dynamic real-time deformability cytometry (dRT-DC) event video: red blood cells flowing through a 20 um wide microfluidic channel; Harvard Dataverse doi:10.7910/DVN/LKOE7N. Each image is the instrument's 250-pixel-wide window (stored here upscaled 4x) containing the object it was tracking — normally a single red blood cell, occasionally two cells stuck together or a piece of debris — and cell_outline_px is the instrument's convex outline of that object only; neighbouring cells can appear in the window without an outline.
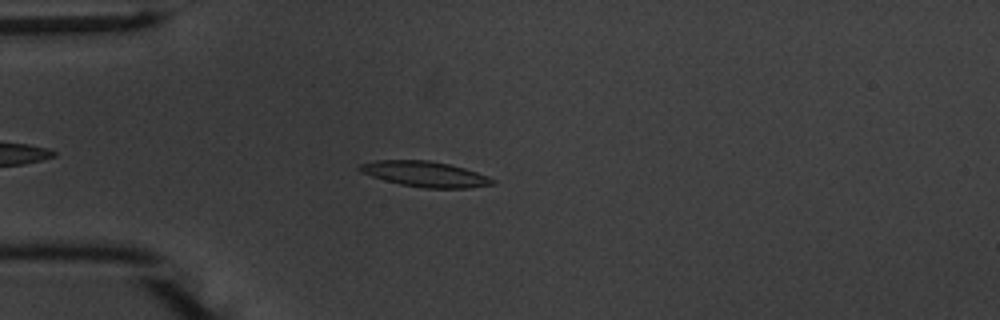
{"species": "common noctule bat (a hibernating species)", "species_latin": "Nyctalus noctula", "temperature_condition": "warm", "stored_images_in_passage": 43, "camera_frame_rate_fps": 3000, "um_per_image_px": 0.085, "animal": {"sex": "male", "body_mass_g": 20.1, "forearm_length_mm": 53.5}, "frame": {"image": 1, "passage_image": 7, "time_ms": 2.0, "image_size_px": [1000, 320], "cell_outline_px": [[496, 184], [468, 188], [424, 188], [400, 184], [384, 180], [360, 172], [356, 168], [360, 164], [376, 160], [428, 160], [448, 164], [464, 168], [488, 176], [496, 180]], "centroid_in_image_um": [36.13, 14.8], "position_along_channel_um": 48.9, "area_um2": 19.77}}
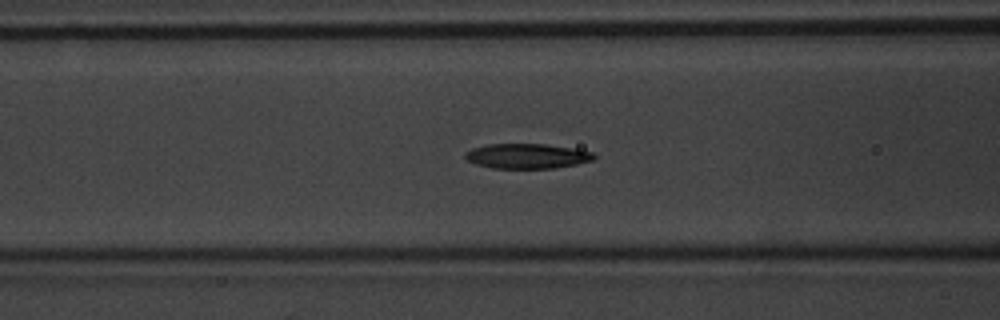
{"frame": {"image": 2, "passage_image": 14, "time_ms": 4.333, "image_size_px": [1000, 320], "cell_outline_px": [[596, 156], [592, 160], [576, 164], [552, 168], [492, 168], [476, 164], [468, 160], [464, 156], [464, 152], [472, 148], [488, 144], [544, 144], [572, 148], [592, 152]], "centroid_in_image_um": [44.76, 13.26], "position_along_channel_um": 121.8, "area_um2": 18.55}}
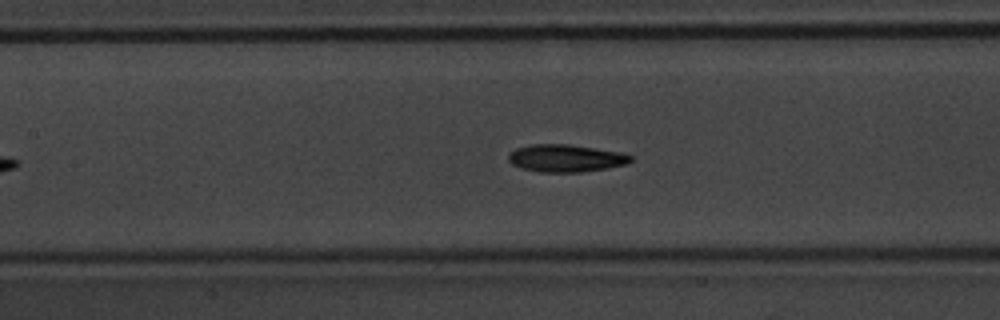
{"frame": {"image": 3, "passage_image": 17, "time_ms": 5.333, "image_size_px": [1000, 320], "cell_outline_px": [[632, 160], [628, 164], [580, 172], [540, 172], [524, 168], [512, 164], [508, 160], [508, 152], [516, 148], [532, 144], [568, 144], [620, 152], [632, 156]], "centroid_in_image_um": [48.07, 13.44], "position_along_channel_um": 159.3, "area_um2": 19.42}, "authors_computed_cell_mechanics": {"area_um2": 18.9006, "velocity_mm_per_s": 3.7243, "shape_relaxation_time_tau1_ms": 2.6399, "shape_relaxation_time_tau2_ms": 5.2647, "deformation_change_tau1": 0.135, "deformation_change_tau2": 0.1184}}